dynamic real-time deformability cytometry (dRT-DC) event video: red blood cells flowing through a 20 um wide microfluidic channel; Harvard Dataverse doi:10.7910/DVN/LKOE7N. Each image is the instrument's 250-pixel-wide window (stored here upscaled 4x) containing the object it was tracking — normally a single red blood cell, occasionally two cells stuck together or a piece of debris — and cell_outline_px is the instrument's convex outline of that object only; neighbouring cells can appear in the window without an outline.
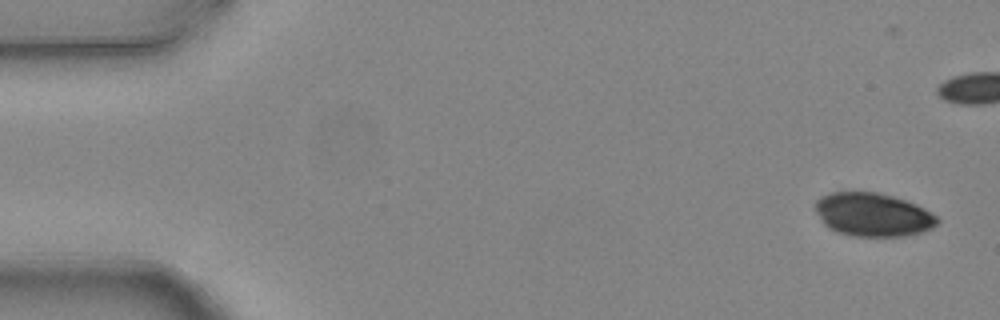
{"species": "common noctule bat (a hibernating species)", "species_latin": "Nyctalus noctula", "temperature_condition": "warm", "stored_images_in_passage": 6, "camera_frame_rate_fps": 3000, "um_per_image_px": 0.085, "animal": {"sex": "female", "body_mass_g": 24.6, "forearm_length_mm": 56.2}, "frame": {"image": 1, "passage_image": 1, "time_ms": 0.0, "image_size_px": [1000, 320], "cell_outline_px": [[940, 220], [932, 228], [920, 232], [904, 236], [852, 236], [828, 228], [824, 224], [816, 212], [816, 200], [820, 196], [832, 192], [876, 192], [892, 196], [916, 204], [924, 208], [936, 216]], "centroid_in_image_um": [74.19, 18.24], "position_along_channel_um": 10.8, "area_um2": 30.69}}
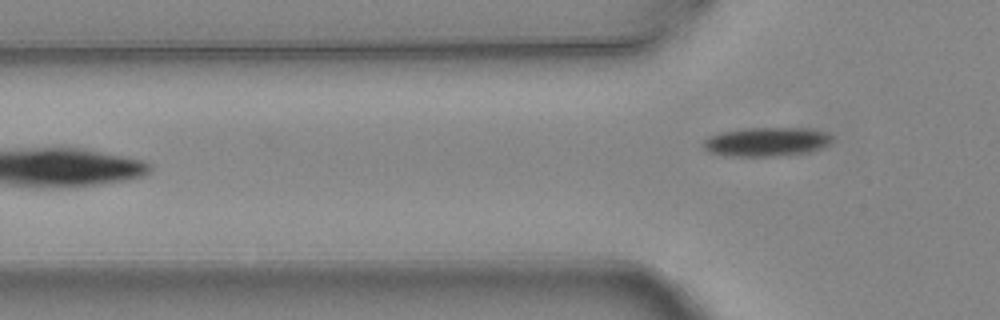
{"frame": {"image": 2, "passage_image": 6, "time_ms": 1.667, "image_size_px": [1000, 320], "cell_outline_px": [[832, 140], [828, 144], [820, 148], [808, 152], [780, 156], [724, 156], [708, 152], [704, 148], [704, 140], [708, 136], [720, 132], [744, 128], [808, 128], [824, 132], [832, 136]], "centroid_in_image_um": [65.11, 12.05], "position_along_channel_um": 60.7, "area_um2": 21.85}}